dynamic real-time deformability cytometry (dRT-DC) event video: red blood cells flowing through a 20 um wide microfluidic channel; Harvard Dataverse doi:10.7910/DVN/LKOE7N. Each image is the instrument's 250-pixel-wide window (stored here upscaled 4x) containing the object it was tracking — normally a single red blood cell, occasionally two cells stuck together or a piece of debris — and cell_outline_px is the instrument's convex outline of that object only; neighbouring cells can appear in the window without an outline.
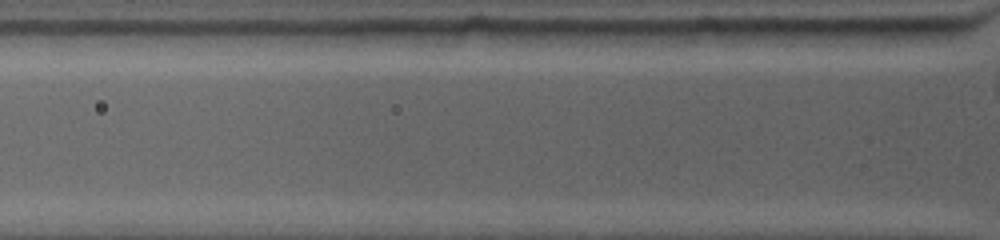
{"species": "common noctule bat (a hibernating species)", "species_latin": "Nyctalus noctula", "temperature_condition": "warm", "stored_images_in_passage": 2, "camera_frame_rate_fps": 4500, "um_per_image_px": 0.085, "animal": {"sex": "female", "body_mass_g": 19.0, "forearm_length_mm": 53.3}, "frame": {"image": 1, "passage_image": 2, "time_ms": 0.444, "image_size_px": [1000, 240], "cell_outline_px": [[952, 28], [924, 48], [900, 48], [868, 44], [856, 40], [848, 28]], "centroid_in_image_um": [76.37, 3.11], "position_along_channel_um": 49.4, "area_um2": 11.21}}